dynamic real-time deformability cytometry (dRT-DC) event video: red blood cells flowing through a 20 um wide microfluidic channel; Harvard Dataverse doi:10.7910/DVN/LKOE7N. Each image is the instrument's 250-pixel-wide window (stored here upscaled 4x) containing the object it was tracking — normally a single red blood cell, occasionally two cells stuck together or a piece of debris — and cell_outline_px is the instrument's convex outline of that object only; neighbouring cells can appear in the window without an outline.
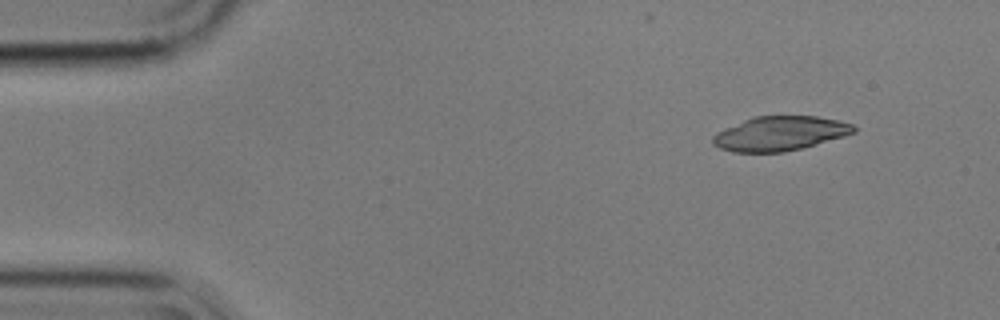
{"species": "common noctule bat (a hibernating species)", "species_latin": "Nyctalus noctula", "temperature_condition": "cold", "stored_images_in_passage": 50, "camera_frame_rate_fps": 3000, "um_per_image_px": 0.085, "animal": {"sex": "male", "body_mass_g": 17.9}, "frame": {"image": 1, "passage_image": 1, "time_ms": 0.0, "image_size_px": [1000, 320], "cell_outline_px": [[856, 132], [844, 136], [816, 144], [784, 152], [732, 152], [720, 148], [712, 144], [712, 136], [716, 132], [724, 128], [752, 116], [816, 116], [840, 120], [852, 124], [856, 128]], "centroid_in_image_um": [66.27, 11.34], "position_along_channel_um": 18.7, "area_um2": 28.32}}